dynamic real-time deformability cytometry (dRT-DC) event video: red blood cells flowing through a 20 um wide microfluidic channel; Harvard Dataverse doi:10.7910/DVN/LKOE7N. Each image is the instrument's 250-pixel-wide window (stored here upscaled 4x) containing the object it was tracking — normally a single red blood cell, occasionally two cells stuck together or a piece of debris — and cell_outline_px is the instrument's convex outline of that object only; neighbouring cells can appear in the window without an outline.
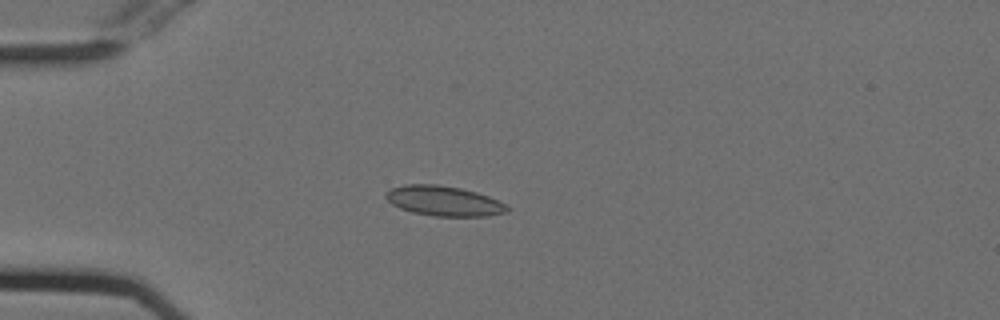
{"species": "Egyptian fruit bat (a non-hibernating species)", "species_latin": "Rousettus aegyptiacus", "temperature_condition": "cold", "stored_images_in_passage": 41, "camera_frame_rate_fps": 3000, "um_per_image_px": 0.085, "animal": {"sex": "female"}, "frame": {"image": 1, "passage_image": 1, "time_ms": 0.0, "image_size_px": [1000, 320], "cell_outline_px": [[508, 212], [488, 216], [432, 216], [412, 212], [400, 208], [392, 204], [384, 196], [392, 188], [404, 184], [436, 184], [460, 188], [476, 192], [488, 196], [508, 204]], "centroid_in_image_um": [37.75, 17.08], "position_along_channel_um": 47.2, "area_um2": 21.21}}
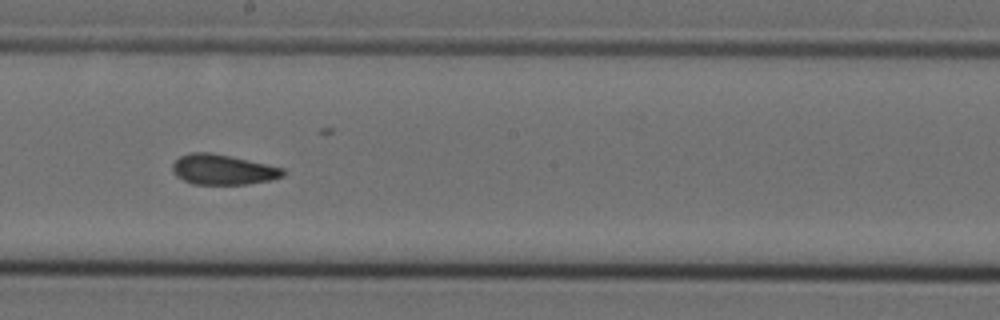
{"frame": {"image": 2, "passage_image": 17, "time_ms": 5.333, "image_size_px": [1000, 320], "cell_outline_px": [[284, 176], [272, 180], [248, 184], [192, 184], [176, 176], [172, 168], [172, 164], [180, 156], [188, 152], [208, 152], [228, 156], [284, 168]], "centroid_in_image_um": [18.93, 14.42], "position_along_channel_um": 229.3, "area_um2": 19.31}}
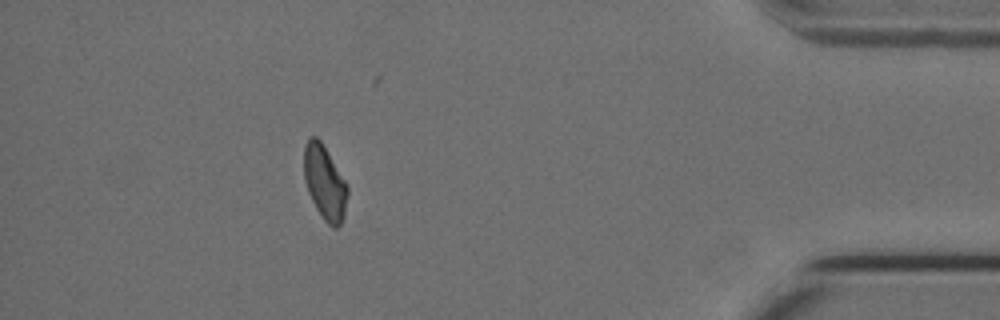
{"frame": {"image": 3, "passage_image": 35, "time_ms": 11.333, "image_size_px": [1000, 320], "cell_outline_px": [[348, 196], [344, 216], [340, 224], [336, 228], [332, 228], [324, 220], [316, 208], [308, 192], [304, 180], [304, 144], [308, 136], [316, 136], [320, 140], [344, 180], [348, 188]], "centroid_in_image_um": [27.58, 15.52], "position_along_channel_um": 407.6, "area_um2": 18.73}, "authors_computed_cell_mechanics": {"area_um2": 19.5942, "velocity_mm_per_s": 3.765, "shape_relaxation_time_tau1_ms": null, "shape_relaxation_time_tau2_ms": 1.9813, "deformation_change_tau1": null, "deformation_change_tau2": 0.0706}}